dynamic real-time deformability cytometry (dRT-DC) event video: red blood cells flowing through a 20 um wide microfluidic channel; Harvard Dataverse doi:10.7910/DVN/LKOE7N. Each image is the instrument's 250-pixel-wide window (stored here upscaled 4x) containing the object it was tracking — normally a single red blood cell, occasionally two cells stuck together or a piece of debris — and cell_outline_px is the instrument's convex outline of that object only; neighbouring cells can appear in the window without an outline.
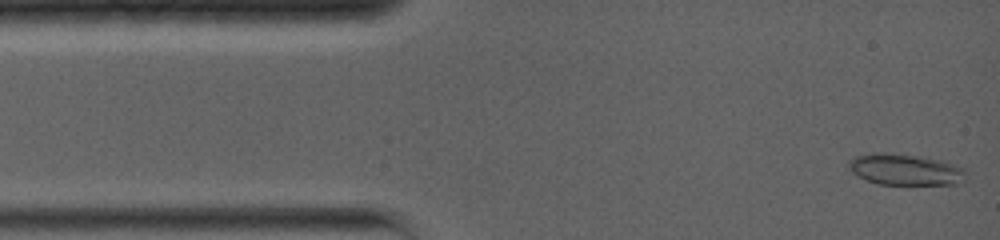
{"species": "common noctule bat (a hibernating species)", "species_latin": "Nyctalus noctula", "temperature_condition": "warm", "stored_images_in_passage": 45, "camera_frame_rate_fps": 5000, "um_per_image_px": 0.085, "animal": {"sex": "female", "body_mass_g": 19.0, "forearm_length_mm": 56.7}, "frame": {"image": 1, "passage_image": 1, "time_ms": 0.0, "image_size_px": [1000, 240], "cell_outline_px": [[964, 180], [956, 184], [880, 184], [868, 180], [852, 172], [848, 168], [848, 160], [856, 156], [876, 152], [916, 156], [944, 160], [964, 168]], "centroid_in_image_um": [76.94, 14.41], "position_along_channel_um": 8.1, "area_um2": 21.04}}
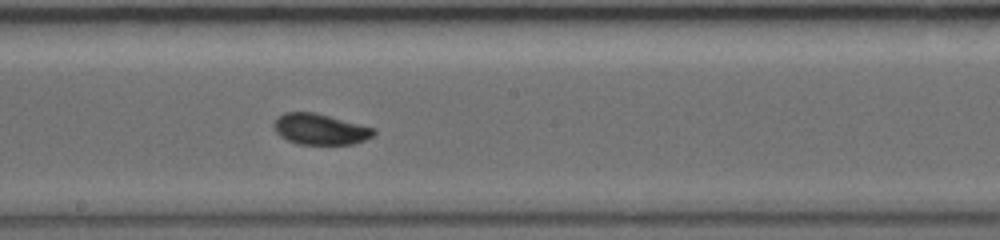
{"frame": {"image": 2, "passage_image": 21, "time_ms": 7.2, "image_size_px": [1000, 240], "cell_outline_px": [[376, 132], [372, 136], [364, 140], [352, 144], [300, 144], [288, 140], [280, 136], [272, 128], [272, 124], [276, 116], [284, 112], [316, 112], [376, 128]], "centroid_in_image_um": [27.18, 10.96], "position_along_channel_um": 221.0, "area_um2": 18.21}}
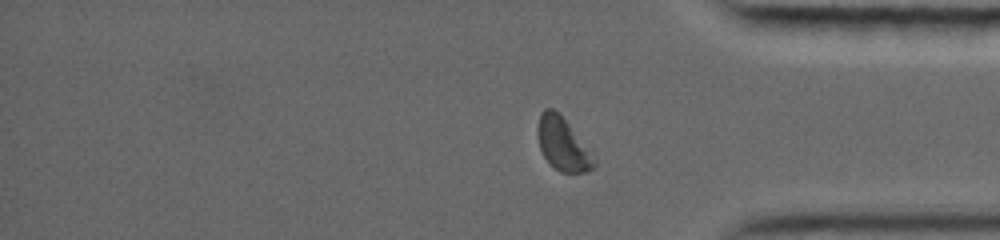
{"frame": {"image": 3, "passage_image": 39, "time_ms": 11.6, "image_size_px": [1000, 240], "cell_outline_px": [[596, 164], [592, 168], [584, 172], [560, 172], [544, 156], [540, 148], [536, 136], [536, 128], [540, 112], [544, 108], [552, 108], [568, 124], [596, 160]], "centroid_in_image_um": [47.78, 12.24], "position_along_channel_um": 387.4, "area_um2": 16.88}, "authors_computed_cell_mechanics": {"area_um2": 18.0336, "velocity_mm_per_s": 3.9451, "shape_relaxation_time_tau1_ms": null, "shape_relaxation_time_tau2_ms": 0.7066, "deformation_change_tau1": null, "deformation_change_tau2": 0.0311}}